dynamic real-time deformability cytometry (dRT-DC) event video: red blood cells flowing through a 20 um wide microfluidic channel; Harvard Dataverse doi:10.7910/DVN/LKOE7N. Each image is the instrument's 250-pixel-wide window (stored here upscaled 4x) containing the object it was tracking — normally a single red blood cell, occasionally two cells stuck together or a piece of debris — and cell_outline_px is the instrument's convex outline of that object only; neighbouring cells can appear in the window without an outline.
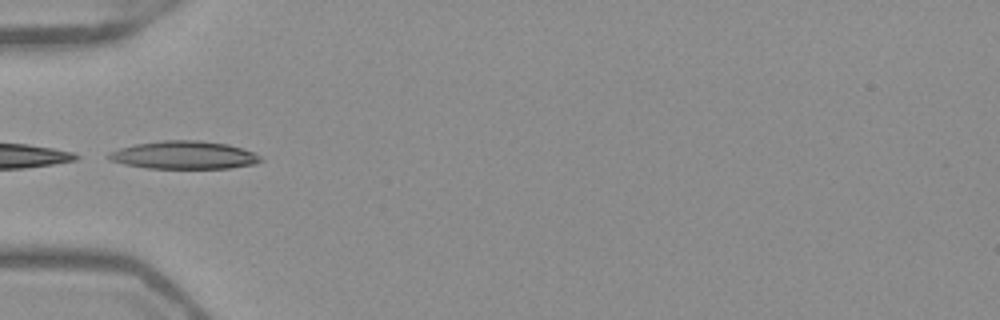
{"species": "Egyptian fruit bat (a non-hibernating species)", "species_latin": "Rousettus aegyptiacus", "temperature_condition": "warm", "stored_images_in_passage": 35, "camera_frame_rate_fps": 3000, "um_per_image_px": 0.085, "frame": {"image": 1, "passage_image": 1, "time_ms": 0.0, "image_size_px": [1000, 320], "cell_outline_px": [[264, 160], [252, 164], [232, 168], [148, 168], [124, 164], [108, 160], [104, 156], [108, 152], [120, 148], [136, 144], [160, 140], [200, 140], [228, 144], [252, 152], [260, 156]], "centroid_in_image_um": [15.59, 13.18], "position_along_channel_um": 69.4, "area_um2": 24.8}}
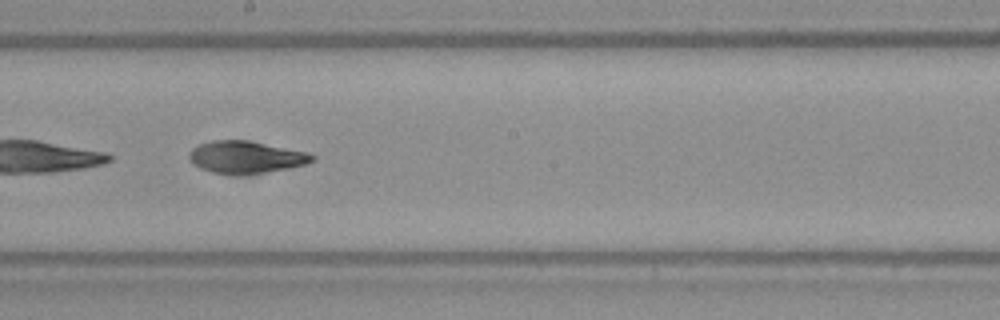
{"frame": {"image": 2, "passage_image": 13, "time_ms": 4.0, "image_size_px": [1000, 320], "cell_outline_px": [[316, 160], [304, 164], [288, 168], [264, 172], [212, 172], [200, 168], [192, 164], [188, 156], [188, 152], [192, 148], [200, 144], [212, 140], [248, 140], [308, 152], [316, 156]], "centroid_in_image_um": [20.9, 13.32], "position_along_channel_um": 227.3, "area_um2": 22.6}}
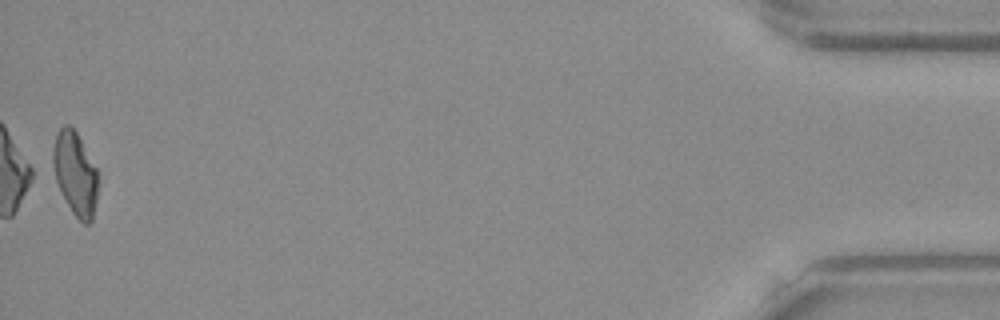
{"frame": {"image": 3, "passage_image": 35, "time_ms": 11.333, "image_size_px": [1000, 320], "cell_outline_px": [[96, 200], [92, 220], [88, 224], [84, 224], [72, 212], [56, 180], [52, 160], [52, 148], [56, 132], [64, 124], [68, 124], [76, 132], [96, 168]], "centroid_in_image_um": [6.36, 14.72], "position_along_channel_um": 428.8, "area_um2": 21.33}, "authors_computed_cell_mechanics": {"area_um2": 22.7154, "velocity_mm_per_s": 3.9448, "shape_relaxation_time_tau1_ms": 5.2066, "shape_relaxation_time_tau2_ms": 3.5872, "deformation_change_tau1": 0.175, "deformation_change_tau2": 0.1101}}